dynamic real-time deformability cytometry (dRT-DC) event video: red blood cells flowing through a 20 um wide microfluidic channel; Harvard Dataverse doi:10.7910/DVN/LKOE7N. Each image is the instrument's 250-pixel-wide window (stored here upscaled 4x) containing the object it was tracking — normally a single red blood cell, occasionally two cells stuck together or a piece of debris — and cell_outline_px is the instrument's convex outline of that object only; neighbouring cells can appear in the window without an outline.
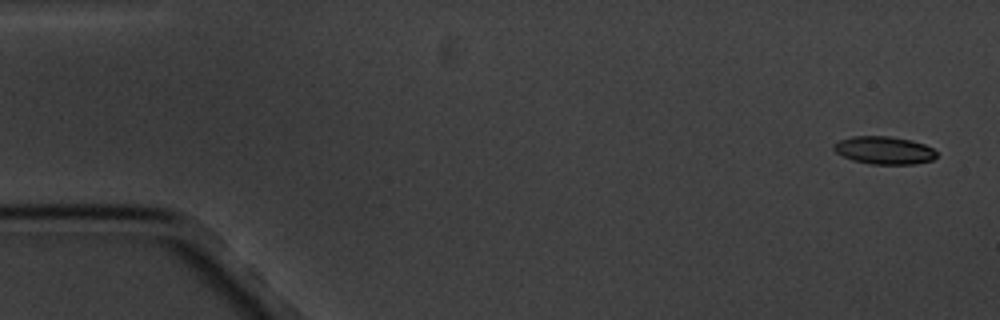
{"species": "common noctule bat (a hibernating species)", "species_latin": "Nyctalus noctula", "temperature_condition": "cold", "stored_images_in_passage": 4, "camera_frame_rate_fps": 3000, "um_per_image_px": 0.085, "animal": {"sex": "male", "body_mass_g": 20.1, "forearm_length_mm": 53.5}, "frame": {"image": 1, "passage_image": 1, "time_ms": 0.0, "image_size_px": [1000, 320], "cell_outline_px": [[936, 156], [932, 160], [916, 164], [868, 164], [852, 160], [836, 152], [832, 148], [832, 144], [840, 140], [852, 136], [888, 136], [912, 140], [924, 144], [932, 148], [936, 152]], "centroid_in_image_um": [75.13, 12.77], "position_along_channel_um": 9.9, "area_um2": 16.7}}